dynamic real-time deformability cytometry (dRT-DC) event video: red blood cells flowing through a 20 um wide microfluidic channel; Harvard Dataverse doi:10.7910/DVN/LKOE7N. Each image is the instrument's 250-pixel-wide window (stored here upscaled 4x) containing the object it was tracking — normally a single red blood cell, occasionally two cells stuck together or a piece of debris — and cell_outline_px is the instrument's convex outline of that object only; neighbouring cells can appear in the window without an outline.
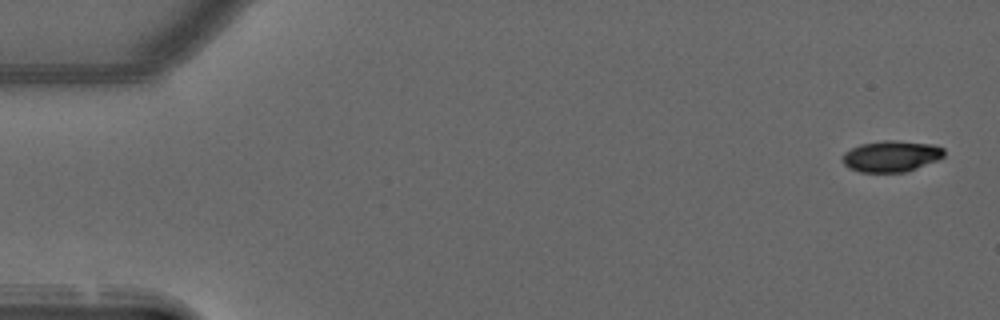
{"species": "common noctule bat (a hibernating species)", "species_latin": "Nyctalus noctula", "temperature_condition": "warm", "stored_images_in_passage": 14, "camera_frame_rate_fps": 3000, "um_per_image_px": 0.085, "animal": {"sex": "male", "forearm_length_mm": 52.5}, "frame": {"image": 1, "passage_image": 1, "time_ms": 0.0, "image_size_px": [1000, 320], "cell_outline_px": [[940, 152], [936, 156], [908, 168], [860, 168], [852, 164], [848, 160], [868, 148], [876, 144], [908, 144], [940, 148]], "centroid_in_image_um": [75.96, 13.27], "position_along_channel_um": 9.0, "area_um2": 12.02}}
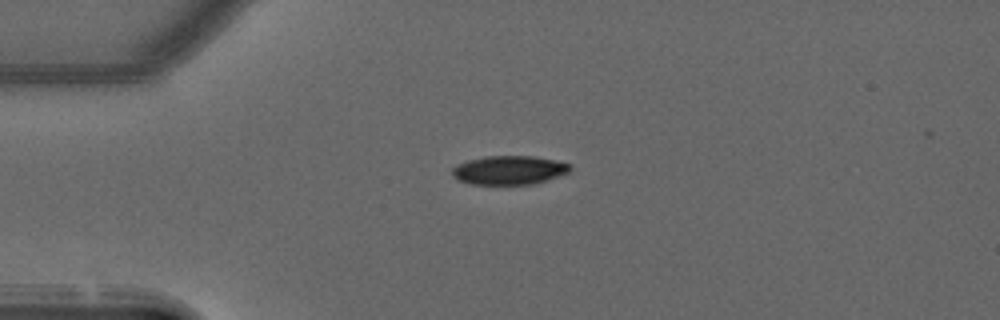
{"frame": {"image": 2, "passage_image": 12, "time_ms": 3.667, "image_size_px": [1000, 320], "cell_outline_px": [[564, 168], [544, 176], [524, 180], [480, 180], [464, 176], [460, 172], [464, 168], [492, 160], [536, 160], [564, 164]], "centroid_in_image_um": [43.44, 14.44], "position_along_channel_um": 41.6, "area_um2": 11.68}}